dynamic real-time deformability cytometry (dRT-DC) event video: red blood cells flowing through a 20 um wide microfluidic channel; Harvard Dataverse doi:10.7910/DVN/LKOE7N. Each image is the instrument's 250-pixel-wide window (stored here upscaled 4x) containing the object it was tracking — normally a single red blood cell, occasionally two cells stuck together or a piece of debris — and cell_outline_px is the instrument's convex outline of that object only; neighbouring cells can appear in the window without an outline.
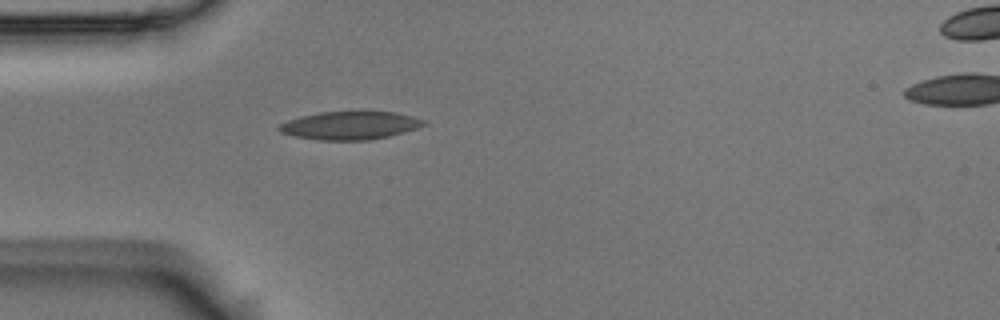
{"species": "Egyptian fruit bat (a non-hibernating species)", "species_latin": "Rousettus aegyptiacus", "temperature_condition": "room temperature", "stored_images_in_passage": 40, "camera_frame_rate_fps": 3000, "um_per_image_px": 0.085, "animal": {"sex": "male"}, "frame": {"image": 1, "passage_image": 1, "time_ms": 0.0, "image_size_px": [1000, 320], "cell_outline_px": [[428, 124], [416, 128], [388, 136], [368, 140], [316, 140], [292, 136], [280, 132], [276, 128], [280, 124], [288, 120], [300, 116], [320, 112], [392, 112], [412, 116], [424, 120]], "centroid_in_image_um": [29.69, 10.67], "position_along_channel_um": 55.3, "area_um2": 23.58}}
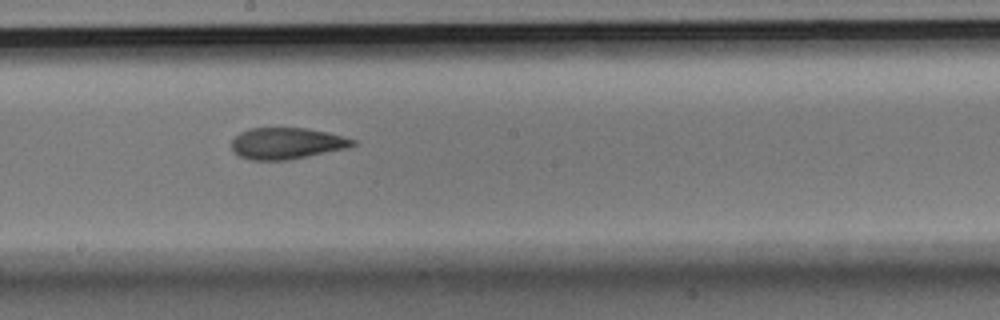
{"frame": {"image": 2, "passage_image": 15, "time_ms": 4.667, "image_size_px": [1000, 320], "cell_outline_px": [[356, 144], [348, 148], [288, 160], [252, 160], [240, 156], [232, 152], [232, 140], [240, 132], [248, 128], [308, 128], [328, 132], [356, 140]], "centroid_in_image_um": [24.37, 12.18], "position_along_channel_um": 223.8, "area_um2": 22.25}}
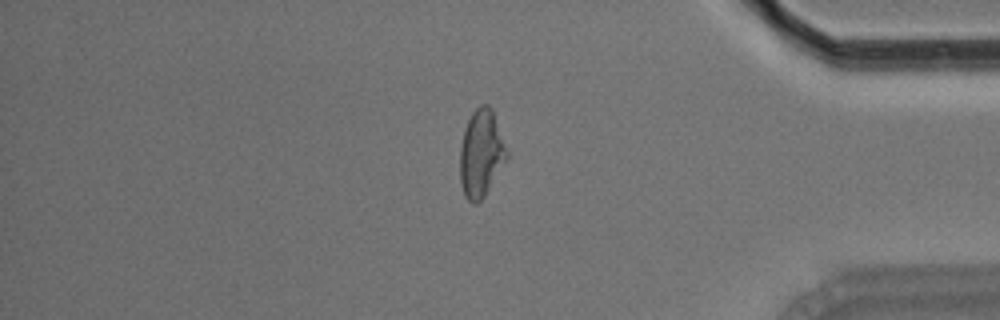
{"frame": {"image": 3, "passage_image": 31, "time_ms": 10.0, "image_size_px": [1000, 320], "cell_outline_px": [[508, 160], [484, 196], [476, 204], [472, 204], [464, 196], [460, 184], [460, 144], [468, 120], [472, 112], [480, 104], [488, 104], [492, 108], [508, 152]], "centroid_in_image_um": [40.9, 13.06], "position_along_channel_um": 394.3, "area_um2": 24.04}, "authors_computed_cell_mechanics": {"area_um2": 23.2934, "velocity_mm_per_s": 3.709, "shape_relaxation_time_tau1_ms": 9.0972, "shape_relaxation_time_tau2_ms": 3.3293, "deformation_change_tau1": 0.2224, "deformation_change_tau2": 0.1032}}